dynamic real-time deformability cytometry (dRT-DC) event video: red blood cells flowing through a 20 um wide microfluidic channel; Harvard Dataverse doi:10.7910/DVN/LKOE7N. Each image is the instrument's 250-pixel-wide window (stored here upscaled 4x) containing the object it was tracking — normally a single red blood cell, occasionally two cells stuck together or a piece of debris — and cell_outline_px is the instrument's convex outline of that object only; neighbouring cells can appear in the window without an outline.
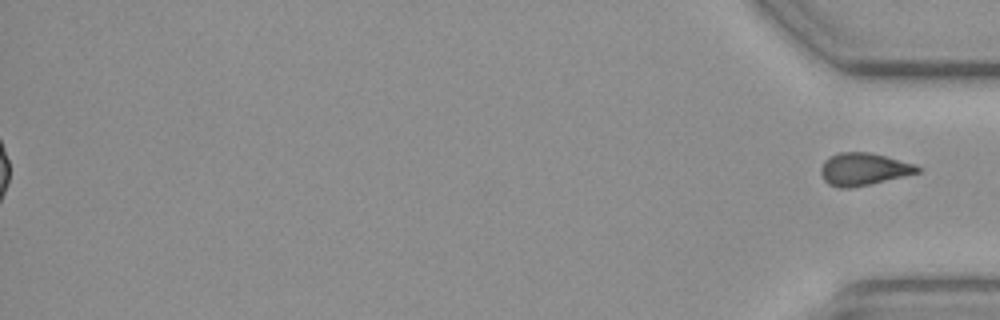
{"species": "common noctule bat (a hibernating species)", "species_latin": "Nyctalus noctula", "temperature_condition": "cold", "stored_images_in_passage": 58, "segment_of_instrument_passage": [2, 2], "camera_frame_rate_fps": 3000, "um_per_image_px": 0.085, "animal": {"sex": "female", "body_mass_g": 19.3, "forearm_length_mm": 54.1}, "frame": {"image": 1, "passage_image": 58, "time_ms": 19.0, "image_size_px": [1000, 320], "cell_outline_px": [[920, 172], [852, 188], [840, 188], [828, 184], [824, 180], [820, 172], [820, 168], [824, 160], [840, 152], [868, 152], [884, 156], [912, 164], [920, 168]], "centroid_in_image_um": [73.34, 14.39], "position_along_channel_um": 361.9, "area_um2": 17.92}}